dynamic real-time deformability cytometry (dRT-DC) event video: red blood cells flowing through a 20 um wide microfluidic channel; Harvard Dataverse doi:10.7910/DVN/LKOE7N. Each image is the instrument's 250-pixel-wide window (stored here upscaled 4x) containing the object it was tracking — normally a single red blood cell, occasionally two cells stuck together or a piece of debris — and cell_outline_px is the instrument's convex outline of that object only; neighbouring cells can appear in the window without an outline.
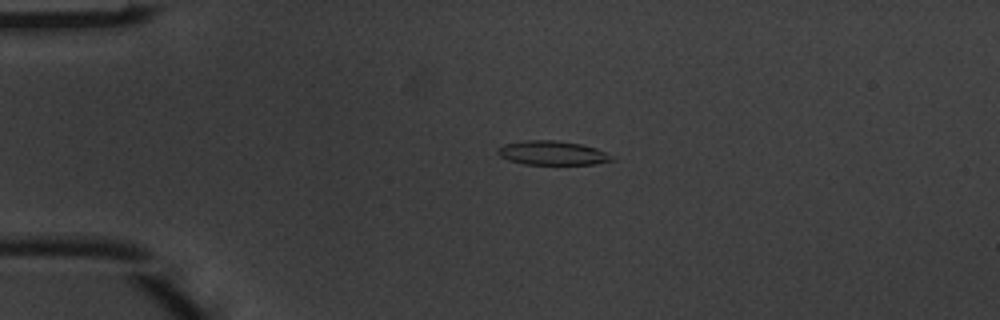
{"species": "common noctule bat (a hibernating species)", "species_latin": "Nyctalus noctula", "temperature_condition": "warm", "stored_images_in_passage": 4, "camera_frame_rate_fps": 3000, "um_per_image_px": 0.085, "animal": {"sex": "male", "body_mass_g": 20.1, "forearm_length_mm": 53.5}, "frame": {"image": 1, "passage_image": 3, "time_ms": 0.667, "image_size_px": [1000, 320], "cell_outline_px": [[616, 160], [596, 164], [524, 164], [508, 160], [500, 156], [496, 152], [496, 148], [504, 144], [520, 140], [556, 140], [580, 144], [596, 148], [604, 152]], "centroid_in_image_um": [46.89, 12.99], "position_along_channel_um": 38.1, "area_um2": 16.07}}